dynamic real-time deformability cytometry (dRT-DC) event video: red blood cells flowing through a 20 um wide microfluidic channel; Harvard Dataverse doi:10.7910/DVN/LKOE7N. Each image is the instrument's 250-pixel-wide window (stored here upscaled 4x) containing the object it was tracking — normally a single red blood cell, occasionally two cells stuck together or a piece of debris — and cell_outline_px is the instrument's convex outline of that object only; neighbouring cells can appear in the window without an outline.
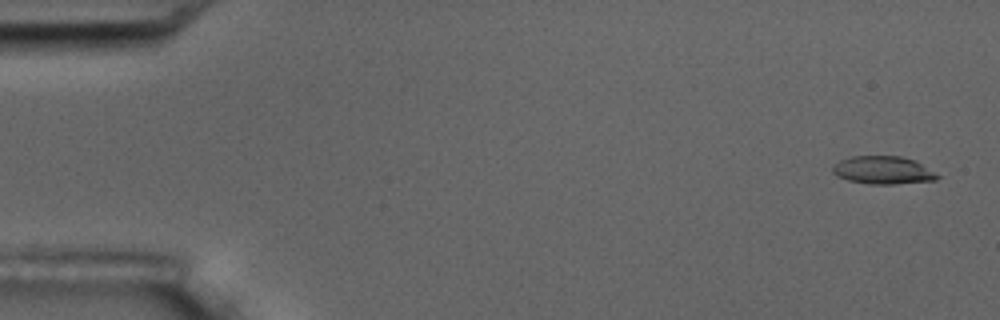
{"species": "common noctule bat (a hibernating species)", "species_latin": "Nyctalus noctula", "temperature_condition": "room temperature", "stored_images_in_passage": 5, "camera_frame_rate_fps": 3000, "um_per_image_px": 0.085, "animal": {"sex": "male", "body_mass_g": 17.5, "forearm_length_mm": 52.3}, "frame": {"image": 1, "passage_image": 1, "time_ms": 0.0, "image_size_px": [1000, 320], "cell_outline_px": [[940, 176], [936, 180], [892, 184], [868, 184], [848, 180], [836, 176], [832, 172], [832, 164], [840, 160], [852, 156], [900, 156], [916, 160]], "centroid_in_image_um": [75.02, 14.46], "position_along_channel_um": 10.0, "area_um2": 17.11}}
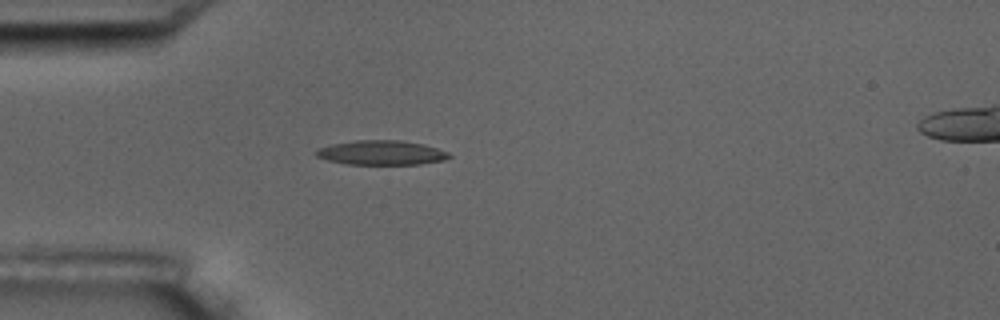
{"frame": {"image": 2, "passage_image": 5, "time_ms": 4.667, "image_size_px": [1000, 320], "cell_outline_px": [[452, 156], [444, 160], [420, 164], [348, 164], [328, 160], [316, 156], [312, 152], [320, 148], [332, 144], [356, 140], [400, 140], [424, 144], [448, 152]], "centroid_in_image_um": [32.42, 12.97], "position_along_channel_um": 52.6, "area_um2": 18.9}}